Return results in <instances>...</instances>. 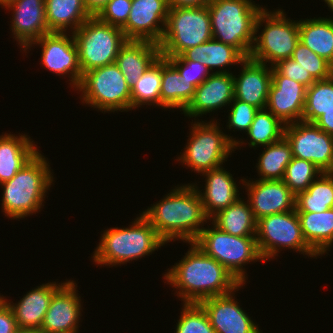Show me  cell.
Wrapping results in <instances>:
<instances>
[{
    "label": "cell",
    "mask_w": 333,
    "mask_h": 333,
    "mask_svg": "<svg viewBox=\"0 0 333 333\" xmlns=\"http://www.w3.org/2000/svg\"><path fill=\"white\" fill-rule=\"evenodd\" d=\"M56 282L43 283L30 290L18 303L5 302L12 309L19 328L40 330L53 294L64 284Z\"/></svg>",
    "instance_id": "cell-24"
},
{
    "label": "cell",
    "mask_w": 333,
    "mask_h": 333,
    "mask_svg": "<svg viewBox=\"0 0 333 333\" xmlns=\"http://www.w3.org/2000/svg\"><path fill=\"white\" fill-rule=\"evenodd\" d=\"M74 36L82 75L89 70L115 63L120 48L127 42L123 30L100 21L87 19Z\"/></svg>",
    "instance_id": "cell-11"
},
{
    "label": "cell",
    "mask_w": 333,
    "mask_h": 333,
    "mask_svg": "<svg viewBox=\"0 0 333 333\" xmlns=\"http://www.w3.org/2000/svg\"><path fill=\"white\" fill-rule=\"evenodd\" d=\"M301 231L308 246L322 256L333 244V208L322 213L297 212Z\"/></svg>",
    "instance_id": "cell-30"
},
{
    "label": "cell",
    "mask_w": 333,
    "mask_h": 333,
    "mask_svg": "<svg viewBox=\"0 0 333 333\" xmlns=\"http://www.w3.org/2000/svg\"><path fill=\"white\" fill-rule=\"evenodd\" d=\"M77 283L66 280L53 294L44 316L41 333H77L82 305Z\"/></svg>",
    "instance_id": "cell-16"
},
{
    "label": "cell",
    "mask_w": 333,
    "mask_h": 333,
    "mask_svg": "<svg viewBox=\"0 0 333 333\" xmlns=\"http://www.w3.org/2000/svg\"><path fill=\"white\" fill-rule=\"evenodd\" d=\"M252 0H213L208 4L213 39L237 48L249 58L255 23L263 6Z\"/></svg>",
    "instance_id": "cell-5"
},
{
    "label": "cell",
    "mask_w": 333,
    "mask_h": 333,
    "mask_svg": "<svg viewBox=\"0 0 333 333\" xmlns=\"http://www.w3.org/2000/svg\"><path fill=\"white\" fill-rule=\"evenodd\" d=\"M174 333H215L204 309L197 303H183Z\"/></svg>",
    "instance_id": "cell-39"
},
{
    "label": "cell",
    "mask_w": 333,
    "mask_h": 333,
    "mask_svg": "<svg viewBox=\"0 0 333 333\" xmlns=\"http://www.w3.org/2000/svg\"><path fill=\"white\" fill-rule=\"evenodd\" d=\"M11 1H13V0H0V5L2 6V7H4L5 5H7L9 2H11Z\"/></svg>",
    "instance_id": "cell-51"
},
{
    "label": "cell",
    "mask_w": 333,
    "mask_h": 333,
    "mask_svg": "<svg viewBox=\"0 0 333 333\" xmlns=\"http://www.w3.org/2000/svg\"><path fill=\"white\" fill-rule=\"evenodd\" d=\"M3 8L12 11L11 32L23 51L51 33L46 22L45 0H13Z\"/></svg>",
    "instance_id": "cell-20"
},
{
    "label": "cell",
    "mask_w": 333,
    "mask_h": 333,
    "mask_svg": "<svg viewBox=\"0 0 333 333\" xmlns=\"http://www.w3.org/2000/svg\"><path fill=\"white\" fill-rule=\"evenodd\" d=\"M157 202L141 214L166 244L179 239L194 242L204 229L203 224L208 223L201 196L193 183L175 186Z\"/></svg>",
    "instance_id": "cell-2"
},
{
    "label": "cell",
    "mask_w": 333,
    "mask_h": 333,
    "mask_svg": "<svg viewBox=\"0 0 333 333\" xmlns=\"http://www.w3.org/2000/svg\"><path fill=\"white\" fill-rule=\"evenodd\" d=\"M168 11L167 0H132L127 22L121 28L125 38L159 44L164 34Z\"/></svg>",
    "instance_id": "cell-15"
},
{
    "label": "cell",
    "mask_w": 333,
    "mask_h": 333,
    "mask_svg": "<svg viewBox=\"0 0 333 333\" xmlns=\"http://www.w3.org/2000/svg\"><path fill=\"white\" fill-rule=\"evenodd\" d=\"M5 301V297L3 295H0V305Z\"/></svg>",
    "instance_id": "cell-52"
},
{
    "label": "cell",
    "mask_w": 333,
    "mask_h": 333,
    "mask_svg": "<svg viewBox=\"0 0 333 333\" xmlns=\"http://www.w3.org/2000/svg\"><path fill=\"white\" fill-rule=\"evenodd\" d=\"M30 138L25 133L0 136V184L11 180L39 152Z\"/></svg>",
    "instance_id": "cell-26"
},
{
    "label": "cell",
    "mask_w": 333,
    "mask_h": 333,
    "mask_svg": "<svg viewBox=\"0 0 333 333\" xmlns=\"http://www.w3.org/2000/svg\"><path fill=\"white\" fill-rule=\"evenodd\" d=\"M230 105L227 127L230 130L234 129V132L236 129L245 133L248 132L259 109L235 98H233Z\"/></svg>",
    "instance_id": "cell-41"
},
{
    "label": "cell",
    "mask_w": 333,
    "mask_h": 333,
    "mask_svg": "<svg viewBox=\"0 0 333 333\" xmlns=\"http://www.w3.org/2000/svg\"><path fill=\"white\" fill-rule=\"evenodd\" d=\"M212 38L208 6L169 8L164 34L158 45L161 56H179Z\"/></svg>",
    "instance_id": "cell-9"
},
{
    "label": "cell",
    "mask_w": 333,
    "mask_h": 333,
    "mask_svg": "<svg viewBox=\"0 0 333 333\" xmlns=\"http://www.w3.org/2000/svg\"><path fill=\"white\" fill-rule=\"evenodd\" d=\"M314 124L324 132L333 136V108L322 114Z\"/></svg>",
    "instance_id": "cell-46"
},
{
    "label": "cell",
    "mask_w": 333,
    "mask_h": 333,
    "mask_svg": "<svg viewBox=\"0 0 333 333\" xmlns=\"http://www.w3.org/2000/svg\"><path fill=\"white\" fill-rule=\"evenodd\" d=\"M51 32L43 35L38 40L32 42L25 50H31L34 45H40L41 65L47 70L67 77L69 75L70 85L74 89L78 88L82 79V72L79 63L78 48L73 34ZM71 36V37H70ZM33 45V46H32Z\"/></svg>",
    "instance_id": "cell-14"
},
{
    "label": "cell",
    "mask_w": 333,
    "mask_h": 333,
    "mask_svg": "<svg viewBox=\"0 0 333 333\" xmlns=\"http://www.w3.org/2000/svg\"><path fill=\"white\" fill-rule=\"evenodd\" d=\"M256 242L264 262L279 256L280 249L285 248L311 258L318 256L304 240L296 209L257 220Z\"/></svg>",
    "instance_id": "cell-12"
},
{
    "label": "cell",
    "mask_w": 333,
    "mask_h": 333,
    "mask_svg": "<svg viewBox=\"0 0 333 333\" xmlns=\"http://www.w3.org/2000/svg\"><path fill=\"white\" fill-rule=\"evenodd\" d=\"M196 87L162 57V81L160 88V107L178 108L180 111L191 102Z\"/></svg>",
    "instance_id": "cell-29"
},
{
    "label": "cell",
    "mask_w": 333,
    "mask_h": 333,
    "mask_svg": "<svg viewBox=\"0 0 333 333\" xmlns=\"http://www.w3.org/2000/svg\"><path fill=\"white\" fill-rule=\"evenodd\" d=\"M333 208V173H322L296 196V212L322 213Z\"/></svg>",
    "instance_id": "cell-34"
},
{
    "label": "cell",
    "mask_w": 333,
    "mask_h": 333,
    "mask_svg": "<svg viewBox=\"0 0 333 333\" xmlns=\"http://www.w3.org/2000/svg\"><path fill=\"white\" fill-rule=\"evenodd\" d=\"M299 41L333 66V18L299 20Z\"/></svg>",
    "instance_id": "cell-31"
},
{
    "label": "cell",
    "mask_w": 333,
    "mask_h": 333,
    "mask_svg": "<svg viewBox=\"0 0 333 333\" xmlns=\"http://www.w3.org/2000/svg\"><path fill=\"white\" fill-rule=\"evenodd\" d=\"M284 137L293 157L311 161L323 173H333V136L314 123L298 121L286 124Z\"/></svg>",
    "instance_id": "cell-13"
},
{
    "label": "cell",
    "mask_w": 333,
    "mask_h": 333,
    "mask_svg": "<svg viewBox=\"0 0 333 333\" xmlns=\"http://www.w3.org/2000/svg\"><path fill=\"white\" fill-rule=\"evenodd\" d=\"M293 158L292 148L285 137L264 146L258 157L256 170L260 180H283L286 167Z\"/></svg>",
    "instance_id": "cell-33"
},
{
    "label": "cell",
    "mask_w": 333,
    "mask_h": 333,
    "mask_svg": "<svg viewBox=\"0 0 333 333\" xmlns=\"http://www.w3.org/2000/svg\"><path fill=\"white\" fill-rule=\"evenodd\" d=\"M217 123L214 119L191 123L187 145L176 160L198 174L223 166L232 151L240 149L245 142L223 133Z\"/></svg>",
    "instance_id": "cell-6"
},
{
    "label": "cell",
    "mask_w": 333,
    "mask_h": 333,
    "mask_svg": "<svg viewBox=\"0 0 333 333\" xmlns=\"http://www.w3.org/2000/svg\"><path fill=\"white\" fill-rule=\"evenodd\" d=\"M134 220L129 227L104 230L92 261L100 266H121L149 256L166 244L142 214Z\"/></svg>",
    "instance_id": "cell-4"
},
{
    "label": "cell",
    "mask_w": 333,
    "mask_h": 333,
    "mask_svg": "<svg viewBox=\"0 0 333 333\" xmlns=\"http://www.w3.org/2000/svg\"><path fill=\"white\" fill-rule=\"evenodd\" d=\"M273 67L283 76L300 82L307 88L316 80L292 58L279 60Z\"/></svg>",
    "instance_id": "cell-44"
},
{
    "label": "cell",
    "mask_w": 333,
    "mask_h": 333,
    "mask_svg": "<svg viewBox=\"0 0 333 333\" xmlns=\"http://www.w3.org/2000/svg\"><path fill=\"white\" fill-rule=\"evenodd\" d=\"M162 56H160L131 87V110L142 105L160 107Z\"/></svg>",
    "instance_id": "cell-35"
},
{
    "label": "cell",
    "mask_w": 333,
    "mask_h": 333,
    "mask_svg": "<svg viewBox=\"0 0 333 333\" xmlns=\"http://www.w3.org/2000/svg\"><path fill=\"white\" fill-rule=\"evenodd\" d=\"M323 1H325V4H327L329 9L333 11V0H323Z\"/></svg>",
    "instance_id": "cell-50"
},
{
    "label": "cell",
    "mask_w": 333,
    "mask_h": 333,
    "mask_svg": "<svg viewBox=\"0 0 333 333\" xmlns=\"http://www.w3.org/2000/svg\"><path fill=\"white\" fill-rule=\"evenodd\" d=\"M180 73L181 76L197 88L211 74L210 70L198 61L181 60L178 56H162Z\"/></svg>",
    "instance_id": "cell-42"
},
{
    "label": "cell",
    "mask_w": 333,
    "mask_h": 333,
    "mask_svg": "<svg viewBox=\"0 0 333 333\" xmlns=\"http://www.w3.org/2000/svg\"><path fill=\"white\" fill-rule=\"evenodd\" d=\"M286 15L281 9L271 12L266 8L261 10L255 23L250 59L273 66L279 60L291 58L299 42V21L286 18ZM263 23L265 25L258 35Z\"/></svg>",
    "instance_id": "cell-7"
},
{
    "label": "cell",
    "mask_w": 333,
    "mask_h": 333,
    "mask_svg": "<svg viewBox=\"0 0 333 333\" xmlns=\"http://www.w3.org/2000/svg\"><path fill=\"white\" fill-rule=\"evenodd\" d=\"M132 0H110L96 16L100 21L122 28L128 19Z\"/></svg>",
    "instance_id": "cell-43"
},
{
    "label": "cell",
    "mask_w": 333,
    "mask_h": 333,
    "mask_svg": "<svg viewBox=\"0 0 333 333\" xmlns=\"http://www.w3.org/2000/svg\"><path fill=\"white\" fill-rule=\"evenodd\" d=\"M188 244L191 246L185 256L168 268L163 277L167 284L176 289L174 294L181 298L182 303L198 304L204 299L242 288L244 284L217 260L206 255L193 242Z\"/></svg>",
    "instance_id": "cell-1"
},
{
    "label": "cell",
    "mask_w": 333,
    "mask_h": 333,
    "mask_svg": "<svg viewBox=\"0 0 333 333\" xmlns=\"http://www.w3.org/2000/svg\"><path fill=\"white\" fill-rule=\"evenodd\" d=\"M235 293L234 290L229 294L210 297L198 303L206 312L215 333H263L238 305Z\"/></svg>",
    "instance_id": "cell-19"
},
{
    "label": "cell",
    "mask_w": 333,
    "mask_h": 333,
    "mask_svg": "<svg viewBox=\"0 0 333 333\" xmlns=\"http://www.w3.org/2000/svg\"><path fill=\"white\" fill-rule=\"evenodd\" d=\"M333 108V75L316 80L306 90L302 121L314 123L322 114Z\"/></svg>",
    "instance_id": "cell-37"
},
{
    "label": "cell",
    "mask_w": 333,
    "mask_h": 333,
    "mask_svg": "<svg viewBox=\"0 0 333 333\" xmlns=\"http://www.w3.org/2000/svg\"><path fill=\"white\" fill-rule=\"evenodd\" d=\"M46 157L38 152L16 175L0 184L3 188L2 212L8 218L24 219L38 213L47 190L54 182Z\"/></svg>",
    "instance_id": "cell-3"
},
{
    "label": "cell",
    "mask_w": 333,
    "mask_h": 333,
    "mask_svg": "<svg viewBox=\"0 0 333 333\" xmlns=\"http://www.w3.org/2000/svg\"><path fill=\"white\" fill-rule=\"evenodd\" d=\"M212 225L211 228L204 227L193 243L223 265L241 284H245L248 275L243 266L263 261L256 237L233 236Z\"/></svg>",
    "instance_id": "cell-8"
},
{
    "label": "cell",
    "mask_w": 333,
    "mask_h": 333,
    "mask_svg": "<svg viewBox=\"0 0 333 333\" xmlns=\"http://www.w3.org/2000/svg\"><path fill=\"white\" fill-rule=\"evenodd\" d=\"M13 333H41L40 330L34 328H17Z\"/></svg>",
    "instance_id": "cell-49"
},
{
    "label": "cell",
    "mask_w": 333,
    "mask_h": 333,
    "mask_svg": "<svg viewBox=\"0 0 333 333\" xmlns=\"http://www.w3.org/2000/svg\"><path fill=\"white\" fill-rule=\"evenodd\" d=\"M291 58L299 63L306 72H309L315 80H324L333 75V66L300 41L297 43Z\"/></svg>",
    "instance_id": "cell-40"
},
{
    "label": "cell",
    "mask_w": 333,
    "mask_h": 333,
    "mask_svg": "<svg viewBox=\"0 0 333 333\" xmlns=\"http://www.w3.org/2000/svg\"><path fill=\"white\" fill-rule=\"evenodd\" d=\"M160 56L157 43L127 40L120 48L115 64L131 88Z\"/></svg>",
    "instance_id": "cell-25"
},
{
    "label": "cell",
    "mask_w": 333,
    "mask_h": 333,
    "mask_svg": "<svg viewBox=\"0 0 333 333\" xmlns=\"http://www.w3.org/2000/svg\"><path fill=\"white\" fill-rule=\"evenodd\" d=\"M75 90L81 92L82 103L98 111L131 110V88L115 63L85 72Z\"/></svg>",
    "instance_id": "cell-10"
},
{
    "label": "cell",
    "mask_w": 333,
    "mask_h": 333,
    "mask_svg": "<svg viewBox=\"0 0 333 333\" xmlns=\"http://www.w3.org/2000/svg\"><path fill=\"white\" fill-rule=\"evenodd\" d=\"M285 124L267 109L258 110L246 134L248 145L253 149L267 146L284 137Z\"/></svg>",
    "instance_id": "cell-36"
},
{
    "label": "cell",
    "mask_w": 333,
    "mask_h": 333,
    "mask_svg": "<svg viewBox=\"0 0 333 333\" xmlns=\"http://www.w3.org/2000/svg\"><path fill=\"white\" fill-rule=\"evenodd\" d=\"M17 328L14 313L4 301L0 305V333H13Z\"/></svg>",
    "instance_id": "cell-45"
},
{
    "label": "cell",
    "mask_w": 333,
    "mask_h": 333,
    "mask_svg": "<svg viewBox=\"0 0 333 333\" xmlns=\"http://www.w3.org/2000/svg\"><path fill=\"white\" fill-rule=\"evenodd\" d=\"M241 65L240 74L233 75L234 98L259 110L266 109L272 83V66L250 58H246Z\"/></svg>",
    "instance_id": "cell-22"
},
{
    "label": "cell",
    "mask_w": 333,
    "mask_h": 333,
    "mask_svg": "<svg viewBox=\"0 0 333 333\" xmlns=\"http://www.w3.org/2000/svg\"><path fill=\"white\" fill-rule=\"evenodd\" d=\"M202 82L195 90L194 96L183 113L188 118L206 115L212 111L230 106L234 98L233 73H215Z\"/></svg>",
    "instance_id": "cell-21"
},
{
    "label": "cell",
    "mask_w": 333,
    "mask_h": 333,
    "mask_svg": "<svg viewBox=\"0 0 333 333\" xmlns=\"http://www.w3.org/2000/svg\"><path fill=\"white\" fill-rule=\"evenodd\" d=\"M181 60L198 61L205 65L210 71L218 69L215 73H230L226 66L236 65L246 59V57L235 47L219 42L216 39L197 45L185 50L178 56ZM225 67V69L223 68ZM222 68V70H221Z\"/></svg>",
    "instance_id": "cell-27"
},
{
    "label": "cell",
    "mask_w": 333,
    "mask_h": 333,
    "mask_svg": "<svg viewBox=\"0 0 333 333\" xmlns=\"http://www.w3.org/2000/svg\"><path fill=\"white\" fill-rule=\"evenodd\" d=\"M46 22L50 32H75L92 17L84 0H45Z\"/></svg>",
    "instance_id": "cell-28"
},
{
    "label": "cell",
    "mask_w": 333,
    "mask_h": 333,
    "mask_svg": "<svg viewBox=\"0 0 333 333\" xmlns=\"http://www.w3.org/2000/svg\"><path fill=\"white\" fill-rule=\"evenodd\" d=\"M110 0H84L85 7L92 17H96Z\"/></svg>",
    "instance_id": "cell-48"
},
{
    "label": "cell",
    "mask_w": 333,
    "mask_h": 333,
    "mask_svg": "<svg viewBox=\"0 0 333 333\" xmlns=\"http://www.w3.org/2000/svg\"><path fill=\"white\" fill-rule=\"evenodd\" d=\"M203 175L206 178L203 192L199 190L197 183L194 185L201 196L203 211L210 220L219 211L226 209L240 198L239 187L232 174L226 171L223 166L205 171L201 176Z\"/></svg>",
    "instance_id": "cell-23"
},
{
    "label": "cell",
    "mask_w": 333,
    "mask_h": 333,
    "mask_svg": "<svg viewBox=\"0 0 333 333\" xmlns=\"http://www.w3.org/2000/svg\"><path fill=\"white\" fill-rule=\"evenodd\" d=\"M307 87L281 75L272 66L266 109L285 125L302 121Z\"/></svg>",
    "instance_id": "cell-18"
},
{
    "label": "cell",
    "mask_w": 333,
    "mask_h": 333,
    "mask_svg": "<svg viewBox=\"0 0 333 333\" xmlns=\"http://www.w3.org/2000/svg\"><path fill=\"white\" fill-rule=\"evenodd\" d=\"M247 189L248 202L256 220L262 217L293 211L296 208V195L283 180L241 179Z\"/></svg>",
    "instance_id": "cell-17"
},
{
    "label": "cell",
    "mask_w": 333,
    "mask_h": 333,
    "mask_svg": "<svg viewBox=\"0 0 333 333\" xmlns=\"http://www.w3.org/2000/svg\"><path fill=\"white\" fill-rule=\"evenodd\" d=\"M323 172L311 161L293 157L283 178L286 186L297 196L306 191Z\"/></svg>",
    "instance_id": "cell-38"
},
{
    "label": "cell",
    "mask_w": 333,
    "mask_h": 333,
    "mask_svg": "<svg viewBox=\"0 0 333 333\" xmlns=\"http://www.w3.org/2000/svg\"><path fill=\"white\" fill-rule=\"evenodd\" d=\"M239 198L226 209L215 214L210 222L220 230L233 236L256 237L257 220L247 201Z\"/></svg>",
    "instance_id": "cell-32"
},
{
    "label": "cell",
    "mask_w": 333,
    "mask_h": 333,
    "mask_svg": "<svg viewBox=\"0 0 333 333\" xmlns=\"http://www.w3.org/2000/svg\"><path fill=\"white\" fill-rule=\"evenodd\" d=\"M213 0H167L169 8H183V7H202L207 6Z\"/></svg>",
    "instance_id": "cell-47"
}]
</instances>
